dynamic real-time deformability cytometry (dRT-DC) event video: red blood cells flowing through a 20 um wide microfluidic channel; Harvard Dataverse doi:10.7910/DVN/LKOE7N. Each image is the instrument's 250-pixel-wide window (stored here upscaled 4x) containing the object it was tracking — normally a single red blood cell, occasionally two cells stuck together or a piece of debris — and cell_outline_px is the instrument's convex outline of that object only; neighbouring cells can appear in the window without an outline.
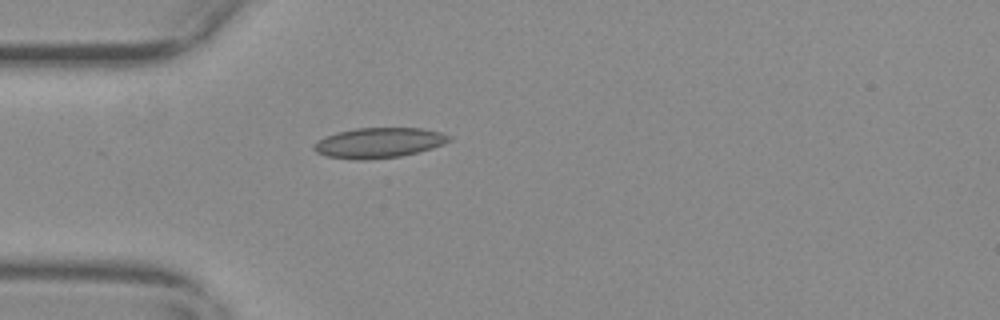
{"species": "common noctule bat (a hibernating species)", "species_latin": "Nyctalus noctula", "temperature_condition": "warm", "stored_images_in_passage": 19, "camera_frame_rate_fps": 3000, "um_per_image_px": 0.085, "animal": {"sex": "female", "body_mass_g": 29.2, "forearm_length_mm": 56.3}, "frame": {"image": 1, "passage_image": 16, "time_ms": 5.0, "image_size_px": [1000, 320], "cell_outline_px": [[452, 140], [444, 144], [432, 148], [400, 156], [364, 160], [356, 160], [324, 156], [316, 152], [312, 148], [312, 144], [316, 140], [324, 136], [336, 132], [356, 128], [424, 128], [440, 132], [452, 136]], "centroid_in_image_um": [32.16, 12.13], "position_along_channel_um": 52.8, "area_um2": 24.1}}